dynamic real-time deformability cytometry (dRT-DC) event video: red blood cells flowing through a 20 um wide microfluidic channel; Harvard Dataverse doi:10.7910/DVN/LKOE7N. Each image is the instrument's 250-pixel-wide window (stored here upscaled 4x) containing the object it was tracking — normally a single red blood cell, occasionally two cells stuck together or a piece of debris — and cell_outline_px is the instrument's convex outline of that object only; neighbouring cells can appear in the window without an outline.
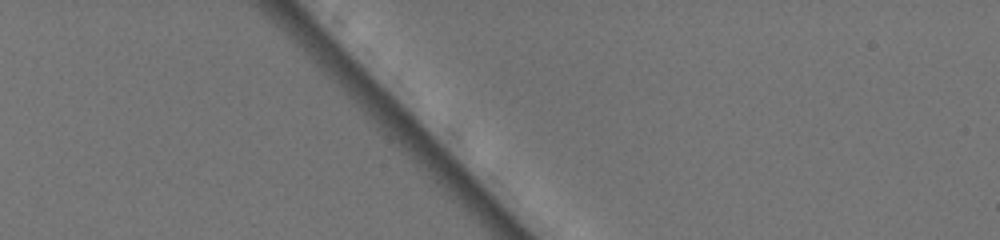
{"species": "common noctule bat (a hibernating species)", "species_latin": "Nyctalus noctula", "temperature_condition": "warm", "stored_images_in_passage": 1, "camera_frame_rate_fps": 3000, "um_per_image_px": 0.085, "animal": {"sex": "female", "body_mass_g": 19.5, "forearm_length_mm": 54.1}, "frame": {"image": 1, "passage_image": 1, "time_ms": 0.0, "image_size_px": [1000, 240], "cell_outline_px": [[512, 116], [492, 124], [484, 124], [476, 116], [468, 104], [468, 92], [476, 68], [500, 88], [504, 96]], "centroid_in_image_um": [41.42, 8.5], "position_along_channel_um": 43.6, "area_um2": 10.87}}